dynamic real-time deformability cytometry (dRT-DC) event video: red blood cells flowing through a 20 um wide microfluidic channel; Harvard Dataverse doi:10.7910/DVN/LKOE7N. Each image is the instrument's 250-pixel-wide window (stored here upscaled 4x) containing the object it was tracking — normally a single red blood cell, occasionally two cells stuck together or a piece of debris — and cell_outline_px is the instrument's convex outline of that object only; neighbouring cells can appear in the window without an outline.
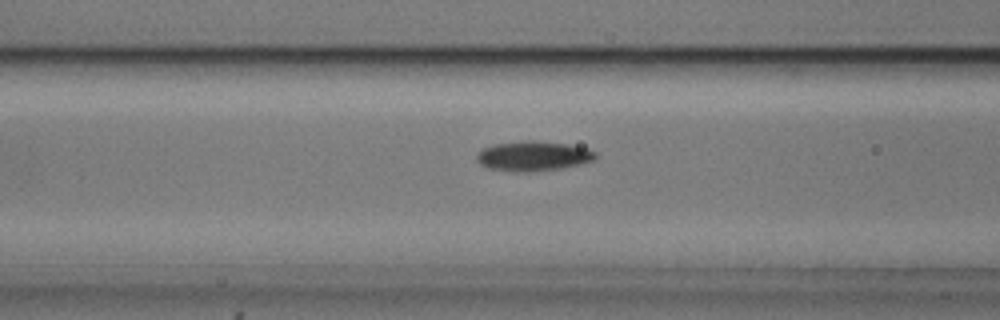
{"species": "common noctule bat (a hibernating species)", "species_latin": "Nyctalus noctula", "temperature_condition": "cold", "stored_images_in_passage": 52, "camera_frame_rate_fps": 3000, "um_per_image_px": 0.085, "animal": {"sex": "male", "body_mass_g": 20.5, "forearm_length_mm": 52.5}, "frame": {"image": 1, "passage_image": 19, "time_ms": 6.0, "image_size_px": [1000, 320], "cell_outline_px": [[596, 156], [592, 160], [580, 164], [560, 168], [528, 172], [516, 172], [488, 168], [480, 164], [476, 160], [476, 156], [484, 148], [496, 144], [524, 140], [532, 140], [568, 144], [584, 148], [596, 152]], "centroid_in_image_um": [45.3, 13.26], "position_along_channel_um": 121.3, "area_um2": 20.4}}
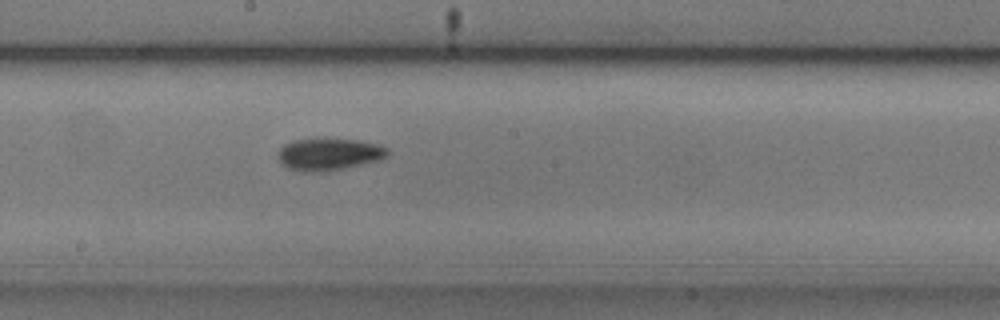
{"frame": {"image": 2, "passage_image": 27, "time_ms": 8.667, "image_size_px": [1000, 320], "cell_outline_px": [[388, 156], [376, 160], [328, 172], [300, 172], [288, 168], [276, 156], [280, 148], [284, 144], [296, 140], [324, 136], [356, 140], [376, 144], [388, 148]], "centroid_in_image_um": [27.91, 13.08], "position_along_channel_um": 220.3, "area_um2": 20.92}}
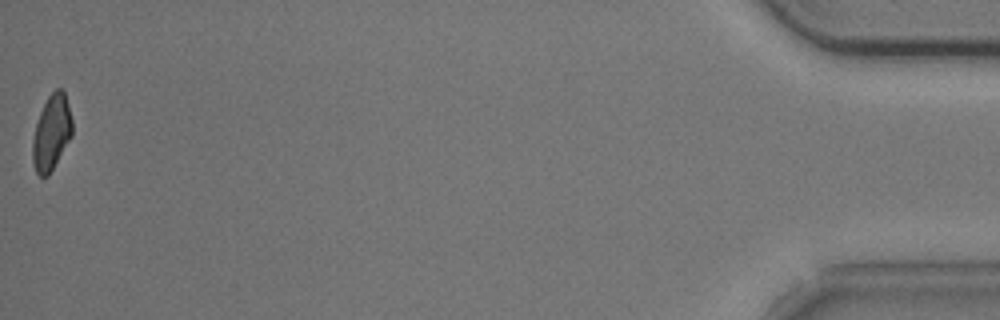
{"frame": {"image": 3, "passage_image": 52, "time_ms": 17.0, "image_size_px": [1000, 320], "cell_outline_px": [[72, 136], [48, 176], [40, 176], [36, 172], [32, 160], [32, 140], [36, 124], [40, 112], [48, 96], [56, 88], [60, 88], [64, 92], [68, 104], [72, 120]], "centroid_in_image_um": [4.37, 11.27], "position_along_channel_um": 430.8, "area_um2": 17.28}, "authors_computed_cell_mechanics": {"area_um2": 18.7561, "velocity_mm_per_s": 3.6958, "shape_relaxation_time_tau1_ms": 1.8006, "shape_relaxation_time_tau2_ms": null, "deformation_change_tau1": 0.1081, "deformation_change_tau2": null}}